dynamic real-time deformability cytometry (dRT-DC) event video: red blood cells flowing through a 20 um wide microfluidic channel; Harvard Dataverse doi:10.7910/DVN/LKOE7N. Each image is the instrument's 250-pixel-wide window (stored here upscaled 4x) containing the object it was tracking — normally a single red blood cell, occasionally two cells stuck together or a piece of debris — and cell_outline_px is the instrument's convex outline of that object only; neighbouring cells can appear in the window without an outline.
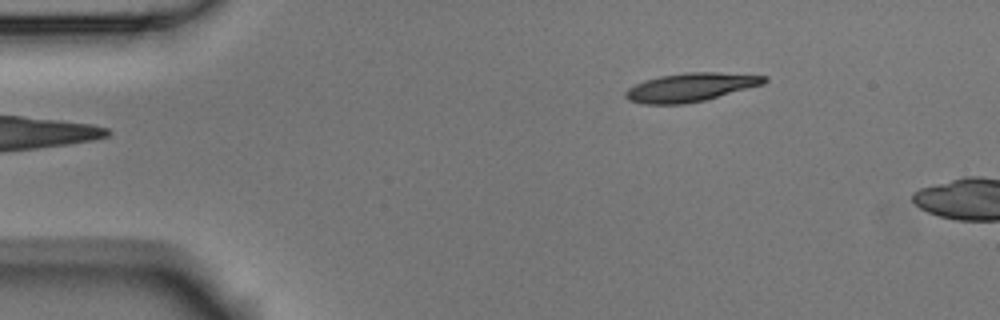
{"species": "Egyptian fruit bat (a non-hibernating species)", "species_latin": "Rousettus aegyptiacus", "temperature_condition": "room temperature", "stored_images_in_passage": 2, "camera_frame_rate_fps": 3000, "um_per_image_px": 0.085, "animal": {"sex": "male"}, "frame": {"image": 1, "passage_image": 1, "time_ms": 0.0, "image_size_px": [1000, 320], "cell_outline_px": [[768, 80], [764, 84], [704, 100], [684, 104], [644, 104], [628, 100], [624, 96], [624, 92], [628, 88], [644, 80], [660, 76], [684, 72], [716, 72], [768, 76]], "centroid_in_image_um": [58.68, 7.41], "position_along_channel_um": 26.3, "area_um2": 23.06}}